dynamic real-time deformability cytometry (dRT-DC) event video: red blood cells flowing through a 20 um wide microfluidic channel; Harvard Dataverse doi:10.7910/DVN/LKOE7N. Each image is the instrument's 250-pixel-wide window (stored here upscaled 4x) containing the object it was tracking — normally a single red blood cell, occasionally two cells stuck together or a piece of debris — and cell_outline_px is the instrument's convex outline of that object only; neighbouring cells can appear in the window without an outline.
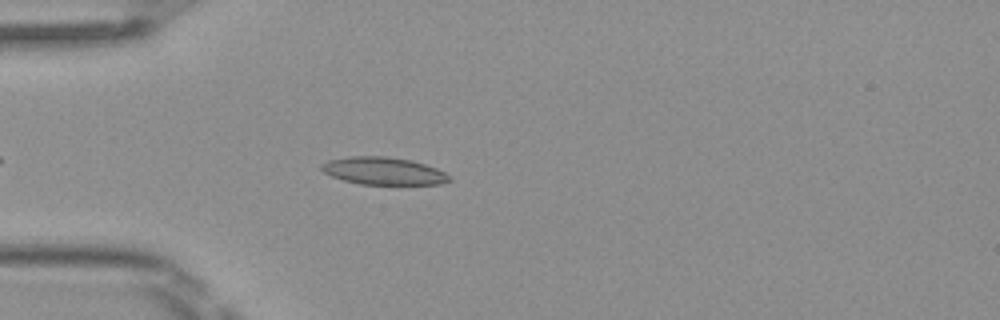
{"species": "Egyptian fruit bat (a non-hibernating species)", "species_latin": "Rousettus aegyptiacus", "temperature_condition": "room temperature", "stored_images_in_passage": 3, "camera_frame_rate_fps": 3000, "um_per_image_px": 0.085, "frame": {"image": 1, "passage_image": 3, "time_ms": 0.667, "image_size_px": [1000, 320], "cell_outline_px": [[452, 180], [440, 184], [360, 184], [344, 180], [332, 176], [324, 172], [320, 168], [320, 164], [328, 160], [352, 156], [388, 156], [412, 160], [436, 168], [452, 176]], "centroid_in_image_um": [32.61, 14.52], "position_along_channel_um": 52.4, "area_um2": 20.52}}